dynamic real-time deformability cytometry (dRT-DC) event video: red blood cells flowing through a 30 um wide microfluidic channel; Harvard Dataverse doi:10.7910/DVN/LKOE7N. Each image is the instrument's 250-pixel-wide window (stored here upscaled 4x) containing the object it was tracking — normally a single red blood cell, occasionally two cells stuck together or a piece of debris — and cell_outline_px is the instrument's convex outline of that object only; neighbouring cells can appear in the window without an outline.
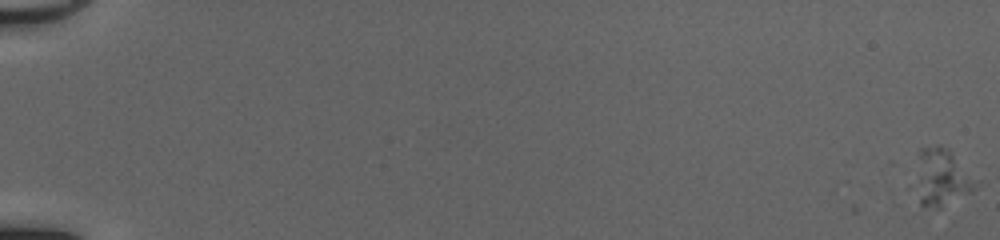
{"species": "common noctule bat (a hibernating species)", "species_latin": "Nyctalus noctula", "temperature_condition": "cold", "stored_images_in_passage": 7, "camera_frame_rate_fps": 3000, "um_per_image_px": 0.085, "animal": {"sex": "female", "body_mass_g": 20.0, "forearm_length_mm": 54.0}, "frame": {"image": 1, "passage_image": 1, "time_ms": 0.0, "image_size_px": [1000, 240], "cell_outline_px": [[980, 180], [976, 188], [940, 208], [936, 208], [920, 204], [908, 188], [908, 184], [920, 148], [944, 148]], "centroid_in_image_um": [79.88, 15.15], "position_along_channel_um": 5.1, "area_um2": 20.92}}